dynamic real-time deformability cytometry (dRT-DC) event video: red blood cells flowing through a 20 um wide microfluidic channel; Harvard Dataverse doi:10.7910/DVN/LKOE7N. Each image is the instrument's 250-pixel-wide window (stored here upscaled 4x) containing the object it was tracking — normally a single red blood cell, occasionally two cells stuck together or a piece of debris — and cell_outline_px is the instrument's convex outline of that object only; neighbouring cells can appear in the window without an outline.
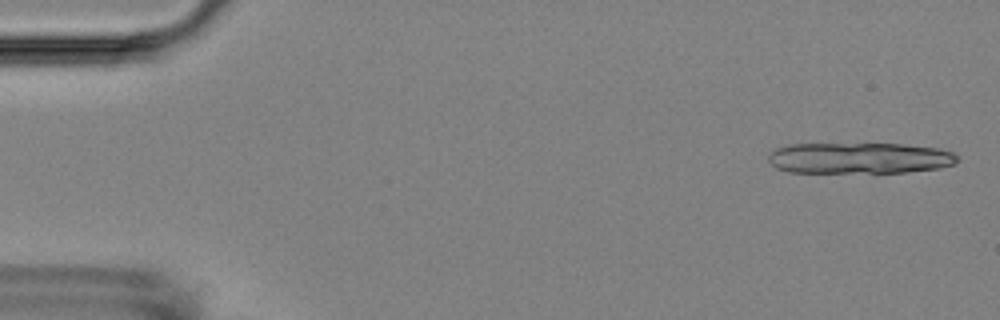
{"species": "Egyptian fruit bat (a non-hibernating species)", "species_latin": "Rousettus aegyptiacus", "temperature_condition": "room temperature", "stored_images_in_passage": 14, "camera_frame_rate_fps": 3000, "um_per_image_px": 0.085, "animal": {"sex": "female"}, "frame": {"image": 1, "passage_image": 2, "time_ms": 0.333, "image_size_px": [1000, 320], "cell_outline_px": [[956, 164], [940, 168], [908, 172], [788, 172], [776, 168], [768, 160], [768, 156], [776, 148], [784, 144], [904, 144], [936, 148], [952, 152], [956, 156]], "centroid_in_image_um": [73.03, 13.43], "position_along_channel_um": 12.0, "area_um2": 34.22}}